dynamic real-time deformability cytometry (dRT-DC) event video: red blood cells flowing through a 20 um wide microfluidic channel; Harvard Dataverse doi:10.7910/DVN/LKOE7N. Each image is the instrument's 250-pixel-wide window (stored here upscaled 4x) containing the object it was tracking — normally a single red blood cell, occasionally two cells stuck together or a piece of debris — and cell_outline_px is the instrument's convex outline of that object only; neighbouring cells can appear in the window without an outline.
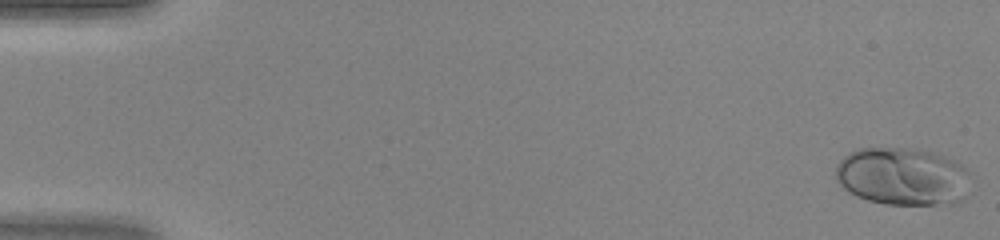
{"species": "human", "species_latin": "Homo sapiens", "temperature_condition": "warm", "stored_images_in_passage": 47, "camera_frame_rate_fps": 3000, "um_per_image_px": 0.085, "donor": {"sex": "female"}, "frame": {"image": 1, "passage_image": 1, "time_ms": 0.0, "image_size_px": [1000, 240], "cell_outline_px": [[968, 196], [964, 200], [956, 204], [884, 204], [868, 200], [856, 196], [848, 192], [836, 180], [836, 164], [848, 152], [860, 148], [908, 148], [932, 152], [956, 160], [968, 172]], "centroid_in_image_um": [76.73, 15.01], "position_along_channel_um": 8.3, "area_um2": 45.89}}
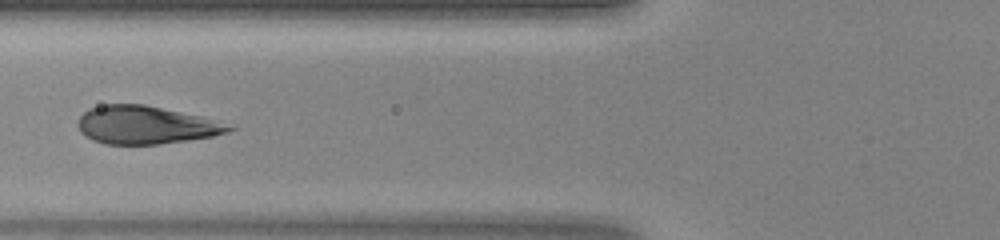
{"frame": {"image": 2, "passage_image": 19, "time_ms": 6.0, "image_size_px": [1000, 240], "cell_outline_px": [[236, 128], [228, 132], [212, 136], [188, 140], [156, 144], [104, 144], [92, 140], [80, 132], [76, 124], [80, 116], [88, 108], [100, 104], [144, 104], [200, 116]], "centroid_in_image_um": [12.29, 10.62], "position_along_channel_um": 113.5, "area_um2": 33.23}}
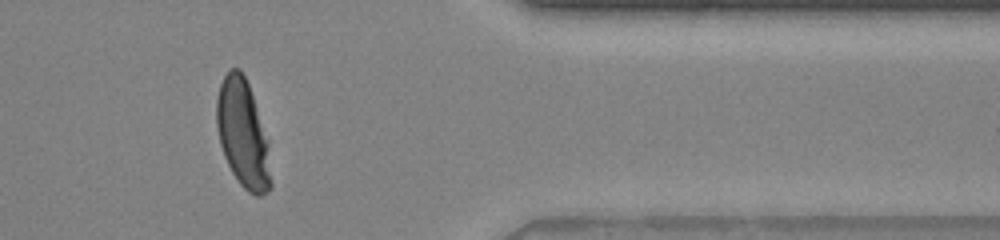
{"frame": {"image": 3, "passage_image": 39, "time_ms": 12.667, "image_size_px": [1000, 240], "cell_outline_px": [[272, 184], [268, 192], [260, 196], [256, 196], [248, 192], [240, 184], [232, 172], [224, 156], [220, 144], [216, 124], [216, 100], [220, 84], [224, 76], [232, 68], [240, 68], [248, 84], [268, 140], [272, 180]], "centroid_in_image_um": [20.65, 11.41], "position_along_channel_um": 390.8, "area_um2": 34.1}}